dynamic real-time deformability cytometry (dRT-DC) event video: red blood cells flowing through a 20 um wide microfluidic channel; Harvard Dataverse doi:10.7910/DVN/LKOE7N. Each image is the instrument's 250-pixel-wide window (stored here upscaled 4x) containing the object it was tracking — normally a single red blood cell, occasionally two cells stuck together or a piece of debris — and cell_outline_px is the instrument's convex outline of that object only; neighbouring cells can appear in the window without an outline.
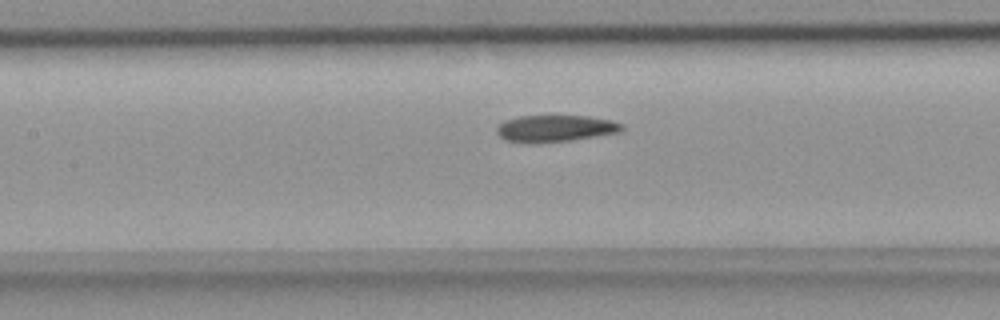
{"species": "common noctule bat (a hibernating species)", "species_latin": "Nyctalus noctula", "temperature_condition": "room temperature", "stored_images_in_passage": 32, "camera_frame_rate_fps": 3000, "um_per_image_px": 0.085, "animal": {"sex": "female", "body_mass_g": 18.4}, "frame": {"image": 1, "passage_image": 8, "time_ms": 2.333, "image_size_px": [1000, 320], "cell_outline_px": [[624, 128], [620, 132], [572, 140], [536, 144], [528, 144], [504, 140], [496, 132], [496, 128], [504, 120], [520, 116], [588, 116], [608, 120], [624, 124]], "centroid_in_image_um": [47.16, 10.94], "position_along_channel_um": 160.2, "area_um2": 19.71}}
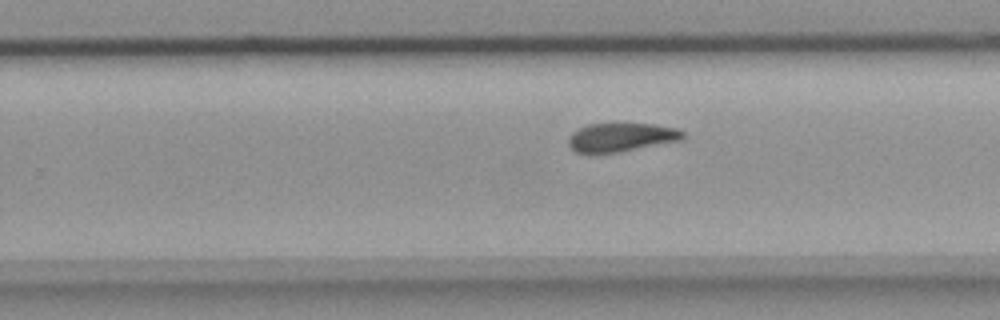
{"frame": {"image": 2, "passage_image": 17, "time_ms": 5.333, "image_size_px": [1000, 320], "cell_outline_px": [[684, 136], [680, 140], [620, 152], [592, 156], [576, 152], [568, 144], [568, 136], [576, 128], [588, 124], [656, 124], [676, 128], [684, 132]], "centroid_in_image_um": [52.71, 11.7], "position_along_channel_um": 277.1, "area_um2": 19.59}}
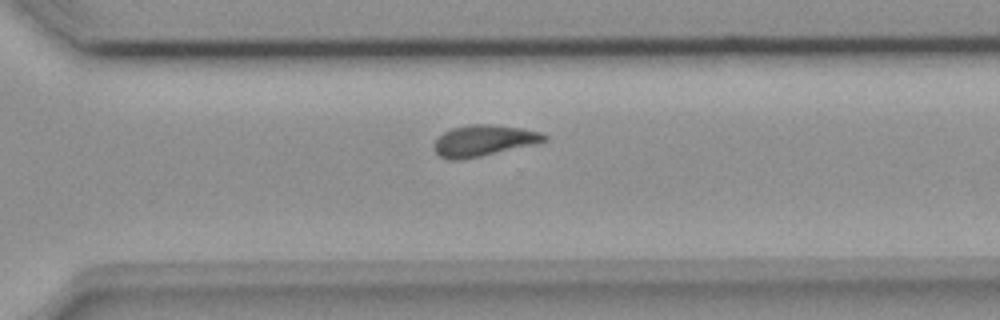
{"frame": {"image": 3, "passage_image": 21, "time_ms": 6.667, "image_size_px": [1000, 320], "cell_outline_px": [[548, 140], [540, 144], [460, 160], [452, 160], [440, 156], [432, 148], [432, 144], [444, 132], [452, 128], [468, 124], [496, 124], [520, 128], [540, 132], [548, 136]], "centroid_in_image_um": [41.15, 11.95], "position_along_channel_um": 329.4, "area_um2": 20.29}, "authors_computed_cell_mechanics": {"area_um2": 19.5942, "velocity_mm_per_s": 3.9086, "shape_relaxation_time_tau1_ms": 6.3955, "shape_relaxation_time_tau2_ms": 2.427, "deformation_change_tau1": 0.1583, "deformation_change_tau2": 0.087}}